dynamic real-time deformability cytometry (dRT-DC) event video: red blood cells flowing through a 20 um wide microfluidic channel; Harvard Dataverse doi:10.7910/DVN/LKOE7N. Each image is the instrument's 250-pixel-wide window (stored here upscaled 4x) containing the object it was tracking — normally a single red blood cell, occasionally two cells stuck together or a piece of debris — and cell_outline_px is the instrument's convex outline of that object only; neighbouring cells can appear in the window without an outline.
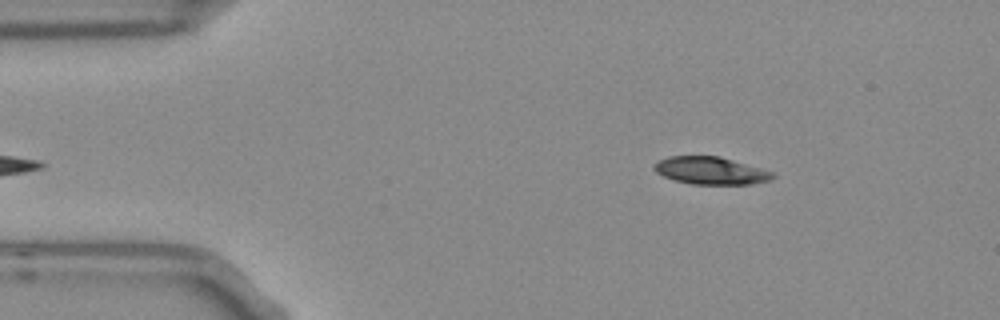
{"species": "Egyptian fruit bat (a non-hibernating species)", "species_latin": "Rousettus aegyptiacus", "temperature_condition": "room temperature", "stored_images_in_passage": 47, "camera_frame_rate_fps": 3000, "um_per_image_px": 0.085, "frame": {"image": 1, "passage_image": 2, "time_ms": 0.333, "image_size_px": [1000, 320], "cell_outline_px": [[776, 176], [768, 180], [752, 184], [692, 184], [676, 180], [664, 176], [656, 172], [652, 168], [660, 160], [668, 156], [720, 156], [760, 168], [772, 172]], "centroid_in_image_um": [60.4, 14.5], "position_along_channel_um": 24.6, "area_um2": 18.73}}
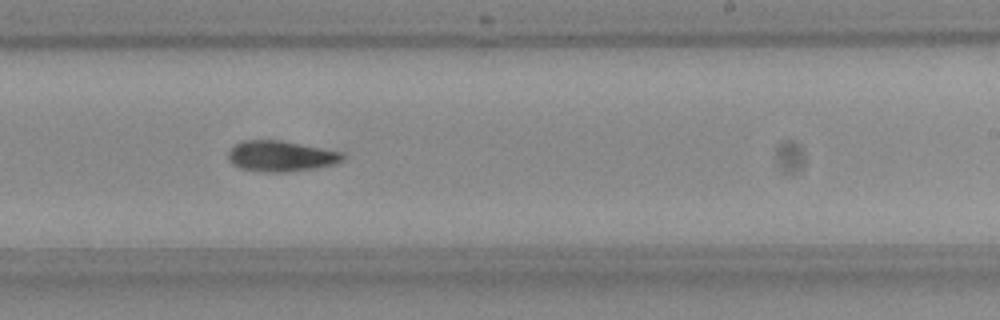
{"frame": {"image": 2, "passage_image": 26, "time_ms": 8.333, "image_size_px": [1000, 320], "cell_outline_px": [[344, 160], [336, 164], [316, 168], [284, 172], [272, 172], [244, 168], [228, 160], [228, 152], [236, 144], [244, 140], [280, 140], [344, 152]], "centroid_in_image_um": [23.95, 13.26], "position_along_channel_um": 265.1, "area_um2": 20.23}}
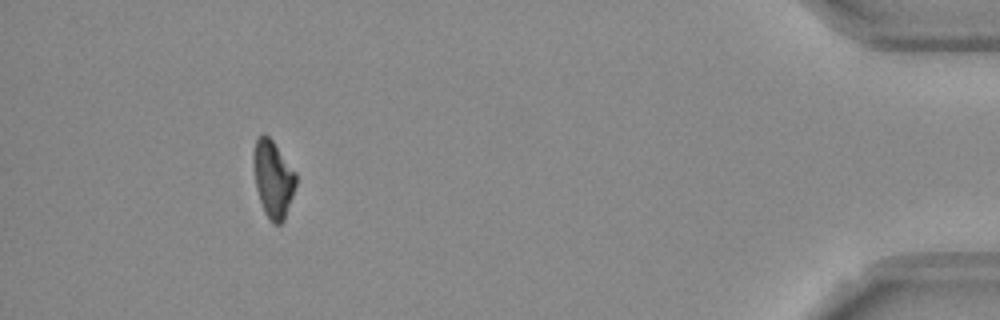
{"frame": {"image": 3, "passage_image": 43, "time_ms": 14.0, "image_size_px": [1000, 320], "cell_outline_px": [[296, 184], [284, 220], [280, 224], [272, 224], [264, 212], [256, 188], [252, 164], [252, 152], [256, 140], [264, 132], [272, 140], [296, 172]], "centroid_in_image_um": [23.19, 15.2], "position_along_channel_um": 412.0, "area_um2": 19.13}, "authors_computed_cell_mechanics": {"area_um2": 19.941, "velocity_mm_per_s": 3.768, "shape_relaxation_time_tau1_ms": 3.959, "shape_relaxation_time_tau2_ms": null, "deformation_change_tau1": 0.151, "deformation_change_tau2": null}}